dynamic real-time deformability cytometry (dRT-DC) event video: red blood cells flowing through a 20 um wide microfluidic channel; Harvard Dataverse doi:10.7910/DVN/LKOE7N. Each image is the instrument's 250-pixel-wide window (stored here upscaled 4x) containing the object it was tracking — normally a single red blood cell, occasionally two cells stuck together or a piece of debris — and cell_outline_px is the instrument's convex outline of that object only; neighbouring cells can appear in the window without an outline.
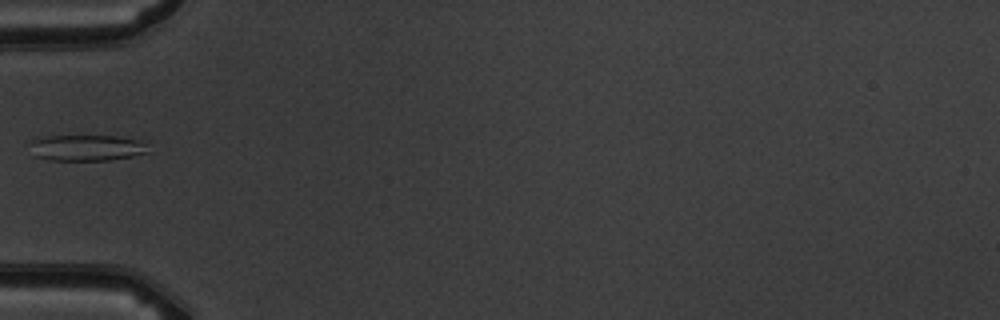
{"species": "common noctule bat (a hibernating species)", "species_latin": "Nyctalus noctula", "temperature_condition": "warm", "stored_images_in_passage": 2, "camera_frame_rate_fps": 3000, "um_per_image_px": 0.085, "animal": {"sex": "male", "body_mass_g": 19.5, "forearm_length_mm": 54.6}, "frame": {"image": 1, "passage_image": 1, "time_ms": 0.0, "image_size_px": [1000, 320], "cell_outline_px": [[148, 152], [132, 156], [108, 160], [48, 160], [36, 156], [28, 144], [28, 140], [36, 136], [112, 136], [148, 140]], "centroid_in_image_um": [7.36, 12.54], "position_along_channel_um": 77.6, "area_um2": 18.38}}
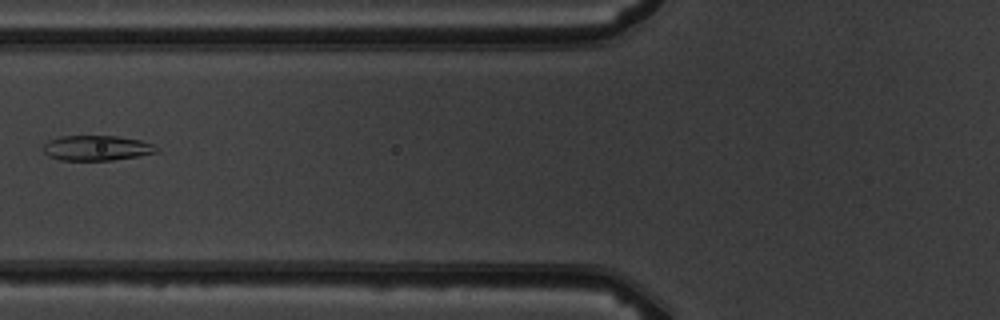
{"frame": {"image": 2, "passage_image": 2, "time_ms": 1.0, "image_size_px": [1000, 320], "cell_outline_px": [[160, 152], [140, 156], [112, 160], [60, 160], [48, 156], [40, 148], [48, 140], [60, 136], [116, 136], [140, 140], [152, 144], [160, 148]], "centroid_in_image_um": [8.22, 12.58], "position_along_channel_um": 117.6, "area_um2": 16.82}}